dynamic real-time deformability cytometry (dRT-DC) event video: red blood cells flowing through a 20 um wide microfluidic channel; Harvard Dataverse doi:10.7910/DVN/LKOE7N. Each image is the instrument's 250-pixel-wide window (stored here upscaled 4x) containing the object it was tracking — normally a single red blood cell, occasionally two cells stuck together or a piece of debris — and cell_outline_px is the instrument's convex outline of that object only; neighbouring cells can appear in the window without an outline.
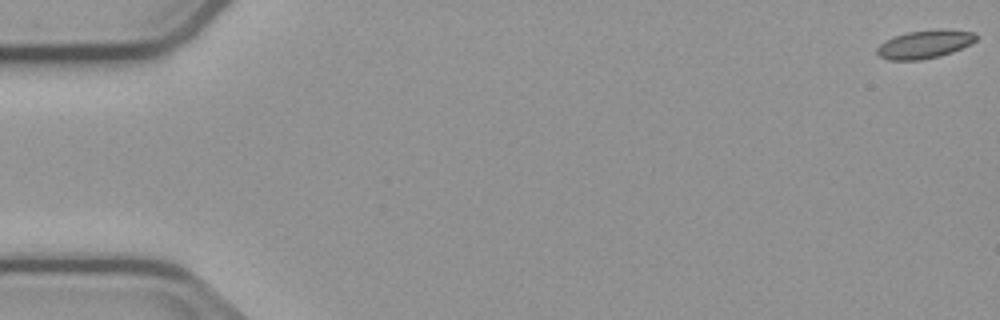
{"species": "common noctule bat (a hibernating species)", "species_latin": "Nyctalus noctula", "temperature_condition": "cold", "stored_images_in_passage": 5, "camera_frame_rate_fps": 3000, "um_per_image_px": 0.085, "animal": {"sex": "male", "body_mass_g": 23.1, "forearm_length_mm": 52.7}, "frame": {"image": 1, "passage_image": 1, "time_ms": 0.0, "image_size_px": [1000, 320], "cell_outline_px": [[976, 40], [972, 44], [952, 52], [940, 56], [920, 60], [888, 60], [880, 56], [876, 52], [876, 48], [880, 44], [896, 36], [908, 32], [940, 28], [976, 32]], "centroid_in_image_um": [78.64, 3.75], "position_along_channel_um": 6.4, "area_um2": 16.36}}
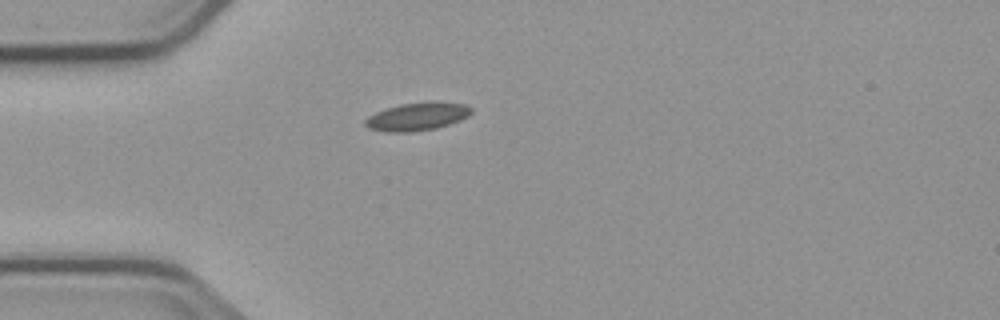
{"frame": {"image": 2, "passage_image": 5, "time_ms": 5.0, "image_size_px": [1000, 320], "cell_outline_px": [[472, 112], [468, 116], [460, 120], [436, 128], [408, 132], [384, 132], [368, 128], [364, 124], [364, 120], [368, 116], [376, 112], [400, 104], [428, 100], [436, 100], [464, 104], [472, 108]], "centroid_in_image_um": [35.47, 9.88], "position_along_channel_um": 49.5, "area_um2": 17.57}}